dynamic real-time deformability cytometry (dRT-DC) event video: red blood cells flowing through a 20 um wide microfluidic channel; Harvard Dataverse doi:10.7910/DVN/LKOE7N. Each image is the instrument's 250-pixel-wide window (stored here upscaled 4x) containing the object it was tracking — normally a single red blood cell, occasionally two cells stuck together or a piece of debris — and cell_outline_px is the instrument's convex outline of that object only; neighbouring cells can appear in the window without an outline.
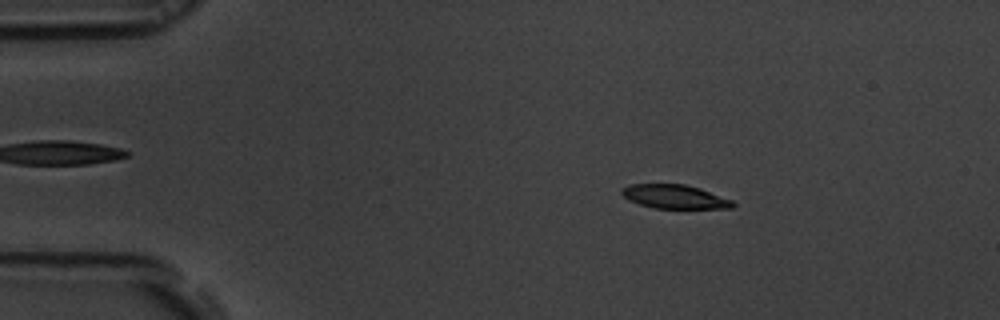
{"species": "common noctule bat (a hibernating species)", "species_latin": "Nyctalus noctula", "temperature_condition": "room temperature", "stored_images_in_passage": 55, "camera_frame_rate_fps": 3000, "um_per_image_px": 0.085, "animal": {"sex": "male", "body_mass_g": 19.5, "forearm_length_mm": 54.6}, "frame": {"image": 1, "passage_image": 9, "time_ms": 2.667, "image_size_px": [1000, 320], "cell_outline_px": [[736, 204], [732, 208], [652, 208], [628, 200], [620, 192], [620, 188], [628, 184], [684, 184], [700, 188], [732, 200]], "centroid_in_image_um": [57.31, 16.71], "position_along_channel_um": 27.7, "area_um2": 15.49}}
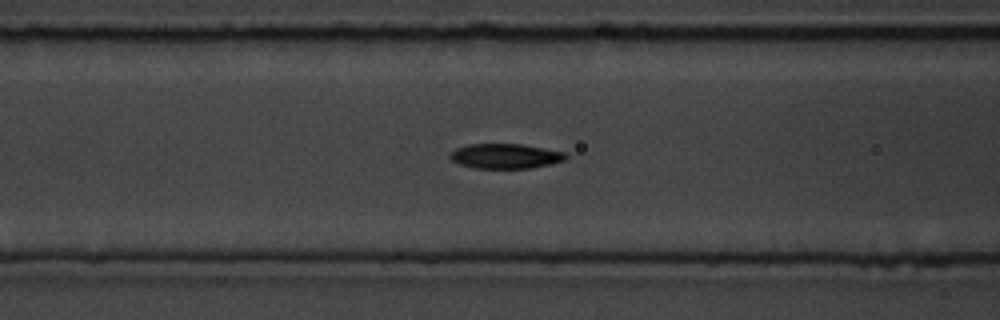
{"frame": {"image": 2, "passage_image": 22, "time_ms": 7.0, "image_size_px": [1000, 320], "cell_outline_px": [[568, 156], [564, 160], [548, 164], [528, 168], [472, 168], [460, 164], [452, 160], [448, 156], [448, 152], [456, 148], [472, 144], [520, 144], [544, 148], [564, 152]], "centroid_in_image_um": [42.9, 13.26], "position_along_channel_um": 123.7, "area_um2": 16.65}}
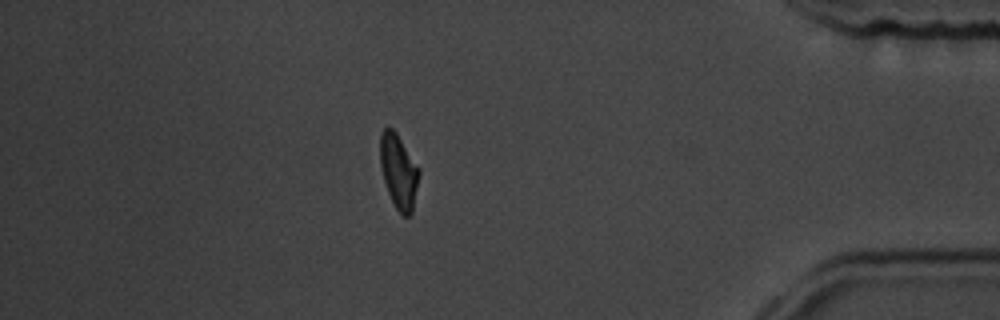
{"frame": {"image": 3, "passage_image": 48, "time_ms": 15.667, "image_size_px": [1000, 320], "cell_outline_px": [[420, 172], [412, 212], [408, 216], [404, 216], [396, 208], [388, 192], [380, 168], [380, 132], [388, 124], [396, 132], [420, 168]], "centroid_in_image_um": [33.88, 14.51], "position_along_channel_um": 401.3, "area_um2": 16.94}, "authors_computed_cell_mechanics": {"area_um2": 16.8198, "velocity_mm_per_s": 3.67, "shape_relaxation_time_tau1_ms": 3.207, "shape_relaxation_time_tau2_ms": 2.4166, "deformation_change_tau1": 0.1499, "deformation_change_tau2": 0.0674}}